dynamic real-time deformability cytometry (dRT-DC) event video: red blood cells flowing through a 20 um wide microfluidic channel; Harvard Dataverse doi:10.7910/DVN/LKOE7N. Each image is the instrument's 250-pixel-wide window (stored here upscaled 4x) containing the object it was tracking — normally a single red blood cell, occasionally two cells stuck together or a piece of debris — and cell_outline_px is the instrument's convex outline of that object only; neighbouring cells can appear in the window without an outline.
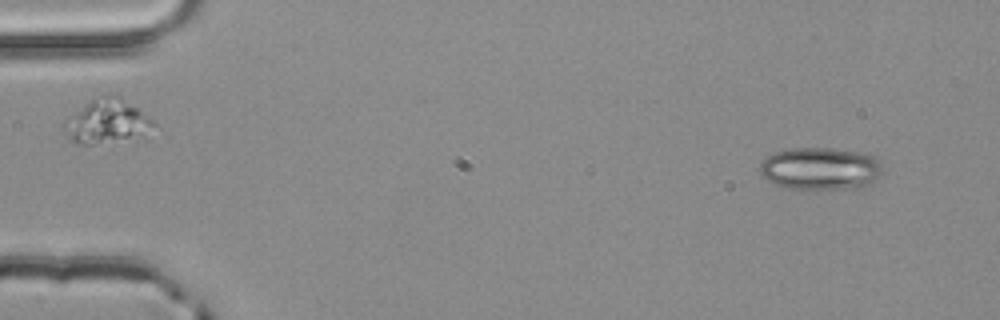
{"species": "common noctule bat (a hibernating species)", "species_latin": "Nyctalus noctula", "temperature_condition": "room temperature", "stored_images_in_passage": 2, "segment_of_instrument_passage": [2, 2], "camera_frame_rate_fps": 3000, "um_per_image_px": 0.085, "animal": {"sex": "male", "body_mass_g": 20.4}, "frame": {"image": 1, "passage_image": 2, "time_ms": 0.333, "image_size_px": [1000, 320], "cell_outline_px": [[884, 172], [872, 184], [860, 188], [784, 188], [768, 180], [760, 172], [760, 164], [768, 156], [776, 152], [792, 148], [832, 148], [864, 152], [880, 160]], "centroid_in_image_um": [69.81, 14.32], "position_along_channel_um": 15.2, "area_um2": 30.46}}